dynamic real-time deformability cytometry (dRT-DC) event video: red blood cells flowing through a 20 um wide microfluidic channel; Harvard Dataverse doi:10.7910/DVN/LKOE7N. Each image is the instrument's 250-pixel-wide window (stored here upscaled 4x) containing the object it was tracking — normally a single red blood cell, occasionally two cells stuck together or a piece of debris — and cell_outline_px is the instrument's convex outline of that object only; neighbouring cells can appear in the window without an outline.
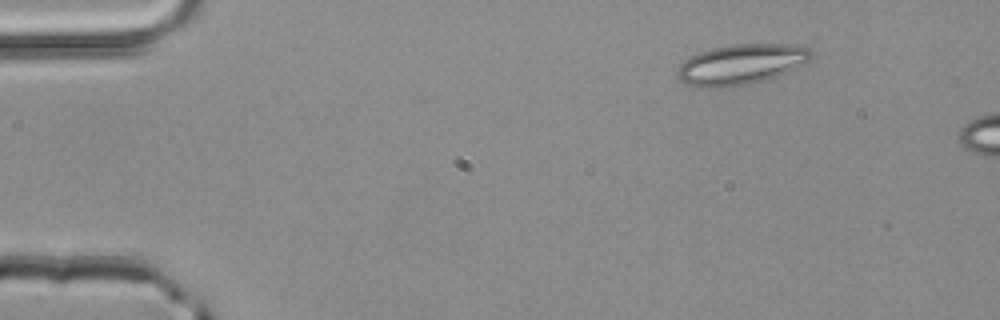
{"species": "common noctule bat (a hibernating species)", "species_latin": "Nyctalus noctula", "temperature_condition": "room temperature", "stored_images_in_passage": 9, "camera_frame_rate_fps": 3000, "um_per_image_px": 0.085, "animal": {"sex": "male", "body_mass_g": 20.4}, "frame": {"image": 1, "passage_image": 3, "time_ms": 0.667, "image_size_px": [1000, 320], "cell_outline_px": [[812, 60], [804, 64], [768, 80], [752, 84], [732, 88], [704, 88], [684, 84], [680, 80], [676, 72], [680, 64], [684, 60], [700, 52], [712, 48], [732, 44], [792, 44], [812, 48]], "centroid_in_image_um": [63.01, 5.49], "position_along_channel_um": 22.0, "area_um2": 32.08}}